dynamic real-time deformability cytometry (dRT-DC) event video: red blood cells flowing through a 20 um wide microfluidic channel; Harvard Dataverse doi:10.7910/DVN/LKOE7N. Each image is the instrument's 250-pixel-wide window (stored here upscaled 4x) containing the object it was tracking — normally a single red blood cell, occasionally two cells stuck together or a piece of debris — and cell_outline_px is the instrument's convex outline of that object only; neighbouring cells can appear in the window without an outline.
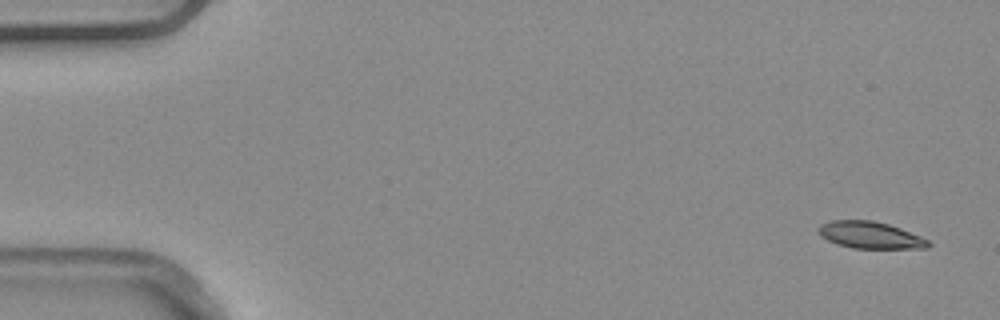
{"species": "common noctule bat (a hibernating species)", "species_latin": "Nyctalus noctula", "temperature_condition": "warm", "stored_images_in_passage": 4, "camera_frame_rate_fps": 3000, "um_per_image_px": 0.085, "animal": {"sex": "male", "body_mass_g": 20.4}, "frame": {"image": 1, "passage_image": 1, "time_ms": 0.0, "image_size_px": [1000, 320], "cell_outline_px": [[932, 244], [928, 248], [852, 248], [836, 244], [820, 236], [816, 232], [820, 224], [832, 220], [872, 220], [888, 224], [900, 228], [920, 236], [928, 240]], "centroid_in_image_um": [73.93, 19.98], "position_along_channel_um": 11.1, "area_um2": 17.28}}
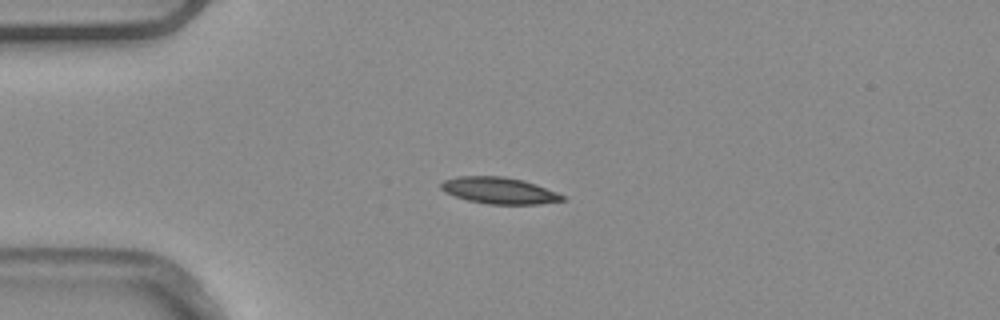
{"frame": {"image": 2, "passage_image": 4, "time_ms": 1.0, "image_size_px": [1000, 320], "cell_outline_px": [[564, 200], [540, 204], [488, 204], [468, 200], [444, 192], [440, 188], [440, 184], [444, 180], [456, 176], [504, 176], [524, 180], [536, 184], [556, 192], [564, 196]], "centroid_in_image_um": [42.41, 16.19], "position_along_channel_um": 42.6, "area_um2": 18.73}}